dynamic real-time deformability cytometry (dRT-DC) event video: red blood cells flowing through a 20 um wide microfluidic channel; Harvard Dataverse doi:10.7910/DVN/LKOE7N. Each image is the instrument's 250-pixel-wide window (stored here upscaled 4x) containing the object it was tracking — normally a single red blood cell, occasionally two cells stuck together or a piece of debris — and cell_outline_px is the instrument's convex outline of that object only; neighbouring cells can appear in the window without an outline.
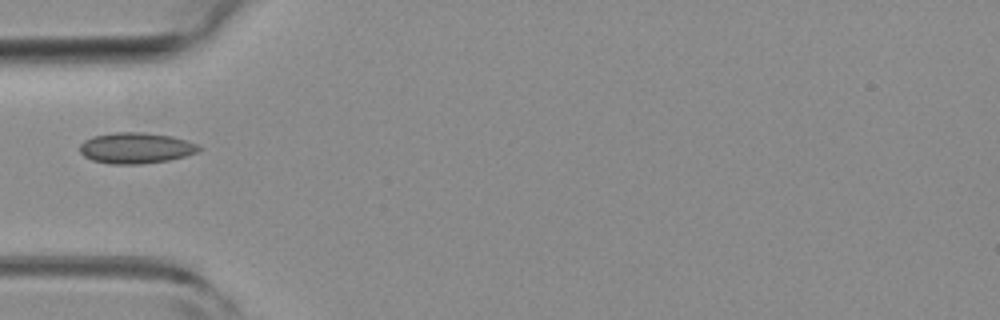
{"species": "common noctule bat (a hibernating species)", "species_latin": "Nyctalus noctula", "temperature_condition": "room temperature", "stored_images_in_passage": 2, "camera_frame_rate_fps": 3000, "um_per_image_px": 0.085, "animal": {"sex": "female", "body_mass_g": 19.3, "forearm_length_mm": 54.1}, "frame": {"image": 1, "passage_image": 1, "time_ms": 0.0, "image_size_px": [1000, 320], "cell_outline_px": [[200, 152], [168, 160], [140, 164], [112, 164], [92, 160], [84, 156], [80, 152], [80, 144], [84, 140], [92, 136], [112, 132], [140, 132], [172, 136], [200, 144]], "centroid_in_image_um": [11.55, 12.57], "position_along_channel_um": 73.4, "area_um2": 21.56}}
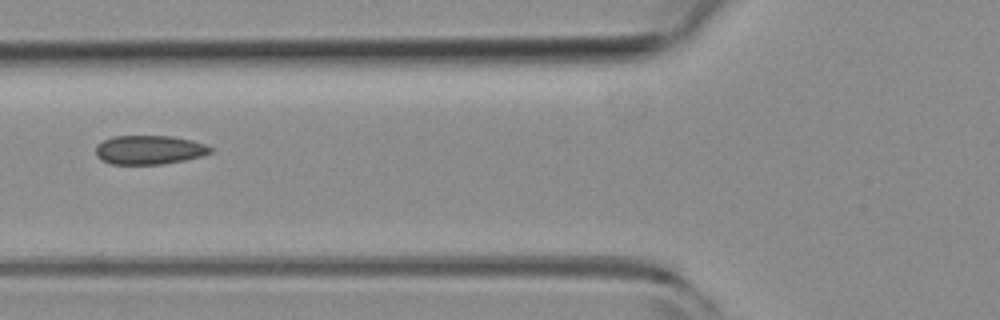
{"frame": {"image": 2, "passage_image": 2, "time_ms": 0.333, "image_size_px": [1000, 320], "cell_outline_px": [[212, 152], [200, 156], [184, 160], [164, 164], [112, 164], [100, 160], [96, 156], [96, 144], [112, 136], [172, 136], [192, 140], [204, 144], [212, 148]], "centroid_in_image_um": [12.65, 12.74], "position_along_channel_um": 113.1, "area_um2": 19.42}}